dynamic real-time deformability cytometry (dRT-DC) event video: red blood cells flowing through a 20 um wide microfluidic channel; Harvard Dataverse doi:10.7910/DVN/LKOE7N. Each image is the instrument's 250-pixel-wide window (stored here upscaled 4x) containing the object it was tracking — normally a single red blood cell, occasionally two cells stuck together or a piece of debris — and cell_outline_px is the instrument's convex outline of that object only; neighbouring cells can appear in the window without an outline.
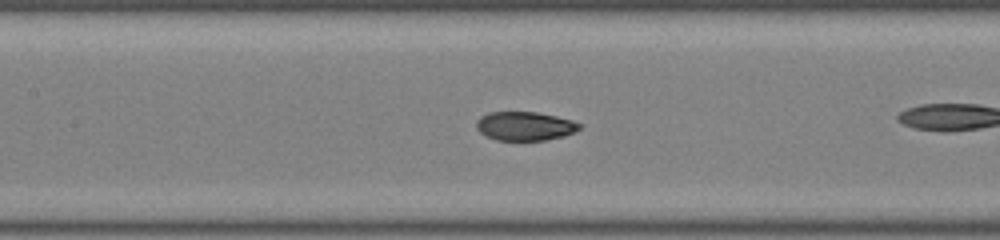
{"species": "common noctule bat (a hibernating species)", "species_latin": "Nyctalus noctula", "temperature_condition": "room temperature", "stored_images_in_passage": 39, "camera_frame_rate_fps": 3000, "um_per_image_px": 0.085, "animal": {"sex": "male", "body_mass_g": 19.0, "forearm_length_mm": 50.8}, "frame": {"image": 1, "passage_image": 17, "time_ms": 5.333, "image_size_px": [1000, 240], "cell_outline_px": [[580, 128], [576, 132], [564, 136], [548, 140], [496, 140], [480, 132], [476, 128], [476, 120], [480, 116], [488, 112], [536, 112], [556, 116], [572, 120], [580, 124]], "centroid_in_image_um": [44.61, 10.71], "position_along_channel_um": 162.8, "area_um2": 17.4}}
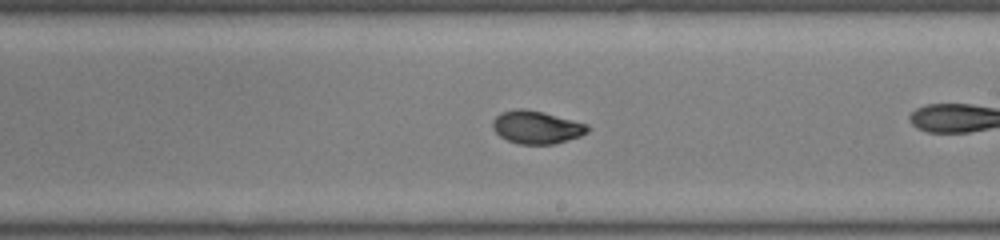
{"frame": {"image": 2, "passage_image": 23, "time_ms": 7.333, "image_size_px": [1000, 240], "cell_outline_px": [[588, 132], [580, 136], [556, 144], [520, 144], [508, 140], [500, 136], [492, 128], [492, 120], [496, 116], [504, 112], [520, 108], [540, 112], [588, 124]], "centroid_in_image_um": [45.6, 10.83], "position_along_channel_um": 243.4, "area_um2": 17.86}, "authors_computed_cell_mechanics": {"area_um2": 18.0914, "velocity_mm_per_s": 4.0504, "shape_relaxation_time_tau1_ms": 7.1298, "shape_relaxation_time_tau2_ms": 1.0233, "deformation_change_tau1": 0.2158, "deformation_change_tau2": 0.0331}}